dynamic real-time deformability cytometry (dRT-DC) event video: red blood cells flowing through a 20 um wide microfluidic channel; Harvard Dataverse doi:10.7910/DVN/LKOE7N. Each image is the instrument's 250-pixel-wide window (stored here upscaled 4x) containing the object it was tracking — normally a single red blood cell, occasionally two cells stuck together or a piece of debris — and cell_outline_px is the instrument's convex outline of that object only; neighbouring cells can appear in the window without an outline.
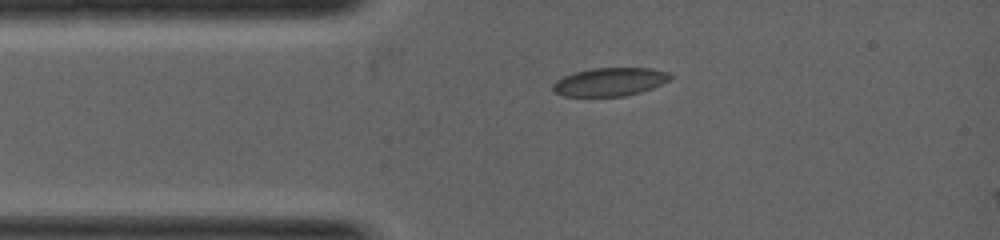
{"species": "common noctule bat (a hibernating species)", "species_latin": "Nyctalus noctula", "temperature_condition": "warm", "stored_images_in_passage": 42, "camera_frame_rate_fps": 5000, "um_per_image_px": 0.085, "animal": {"sex": "female", "body_mass_g": 19.0, "forearm_length_mm": 53.3}, "frame": {"image": 1, "passage_image": 1, "time_ms": 0.0, "image_size_px": [1000, 240], "cell_outline_px": [[676, 76], [672, 80], [652, 88], [640, 92], [624, 96], [564, 96], [552, 92], [552, 84], [556, 80], [564, 76], [576, 72], [592, 68], [652, 68], [668, 72]], "centroid_in_image_um": [51.87, 6.95], "position_along_channel_um": 33.1, "area_um2": 19.59}}
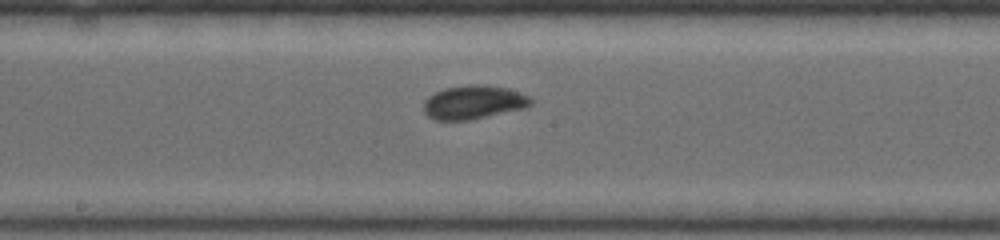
{"frame": {"image": 2, "passage_image": 21, "time_ms": 2.4, "image_size_px": [1000, 240], "cell_outline_px": [[532, 104], [528, 108], [468, 120], [436, 120], [428, 116], [424, 112], [424, 100], [428, 96], [444, 88], [468, 84], [484, 84], [508, 88], [532, 96]], "centroid_in_image_um": [40.3, 8.68], "position_along_channel_um": 207.9, "area_um2": 21.39}}
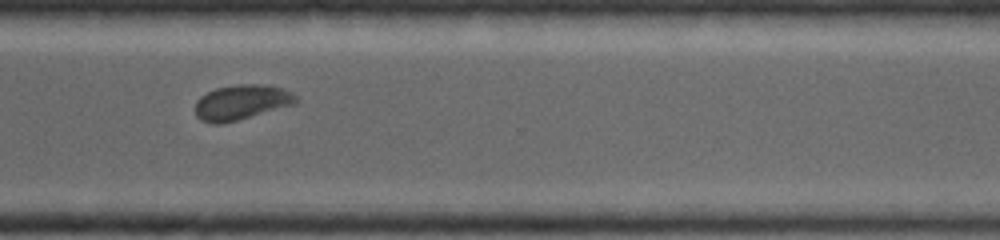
{"frame": {"image": 3, "passage_image": 36, "time_ms": 4.2, "image_size_px": [1000, 240], "cell_outline_px": [[300, 100], [296, 104], [236, 120], [220, 124], [212, 124], [200, 120], [196, 116], [196, 100], [200, 96], [216, 88], [236, 84], [260, 84], [280, 88], [292, 92], [300, 96]], "centroid_in_image_um": [20.55, 8.69], "position_along_channel_um": 350.1, "area_um2": 20.63}}